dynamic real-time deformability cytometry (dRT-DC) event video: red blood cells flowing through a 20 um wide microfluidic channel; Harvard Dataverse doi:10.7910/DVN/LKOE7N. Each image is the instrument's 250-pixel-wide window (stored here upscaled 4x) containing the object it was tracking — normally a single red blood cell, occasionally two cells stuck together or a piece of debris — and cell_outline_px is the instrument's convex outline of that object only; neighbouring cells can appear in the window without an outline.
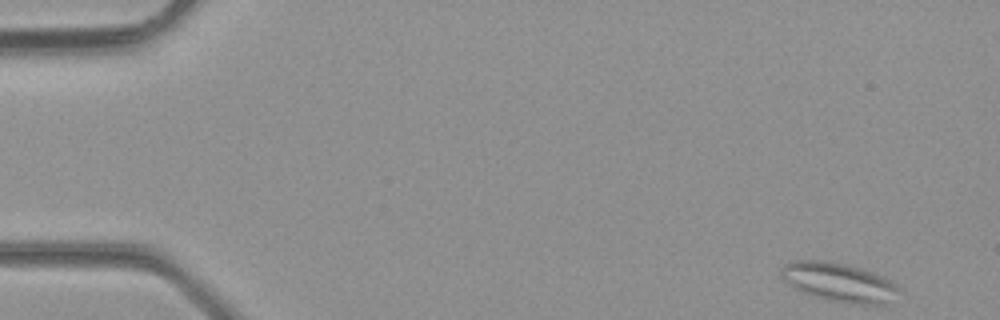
{"species": "common noctule bat (a hibernating species)", "species_latin": "Nyctalus noctula", "temperature_condition": "room temperature", "stored_images_in_passage": 3, "camera_frame_rate_fps": 3000, "um_per_image_px": 0.085, "animal": {"sex": "male", "body_mass_g": 23.1, "forearm_length_mm": 52.7}, "frame": {"image": 1, "passage_image": 3, "time_ms": 0.667, "image_size_px": [1000, 320], "cell_outline_px": [[900, 288], [880, 300], [868, 304], [864, 304], [828, 300], [804, 292], [788, 284], [780, 276], [780, 268], [784, 264], [796, 260], [828, 260], [860, 268], [884, 276]], "centroid_in_image_um": [71.14, 23.91], "position_along_channel_um": 13.9, "area_um2": 25.49}}